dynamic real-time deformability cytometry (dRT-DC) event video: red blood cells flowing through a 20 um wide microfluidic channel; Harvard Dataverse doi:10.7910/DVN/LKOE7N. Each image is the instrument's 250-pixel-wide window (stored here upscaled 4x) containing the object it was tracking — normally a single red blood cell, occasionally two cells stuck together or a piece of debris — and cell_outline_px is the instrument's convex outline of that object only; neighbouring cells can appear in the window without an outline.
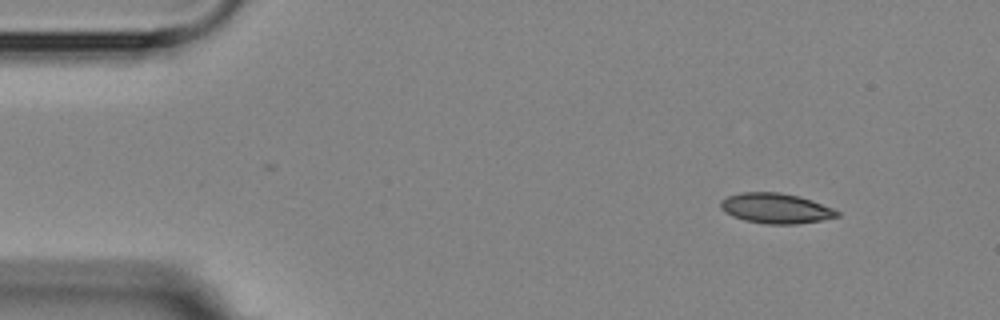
{"species": "Egyptian fruit bat (a non-hibernating species)", "species_latin": "Rousettus aegyptiacus", "temperature_condition": "room temperature", "stored_images_in_passage": 4, "camera_frame_rate_fps": 3000, "um_per_image_px": 0.085, "animal": {"sex": "female"}, "frame": {"image": 1, "passage_image": 1, "time_ms": 0.0, "image_size_px": [1000, 320], "cell_outline_px": [[840, 216], [820, 220], [796, 224], [764, 224], [744, 220], [732, 216], [724, 212], [720, 208], [720, 200], [728, 196], [740, 192], [780, 192], [800, 196], [812, 200], [832, 208], [840, 212]], "centroid_in_image_um": [65.91, 17.7], "position_along_channel_um": 19.1, "area_um2": 20.63}}
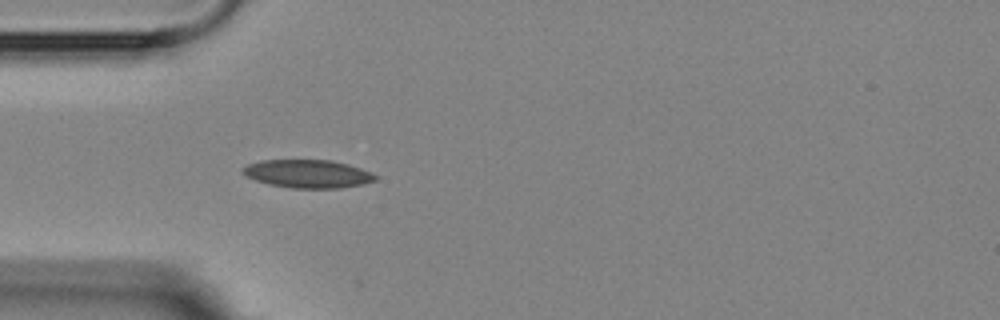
{"frame": {"image": 2, "passage_image": 4, "time_ms": 3.333, "image_size_px": [1000, 320], "cell_outline_px": [[380, 176], [376, 180], [364, 184], [340, 188], [292, 188], [268, 184], [256, 180], [240, 172], [248, 164], [260, 160], [332, 160], [348, 164], [372, 172]], "centroid_in_image_um": [26.21, 14.77], "position_along_channel_um": 58.8, "area_um2": 21.85}}